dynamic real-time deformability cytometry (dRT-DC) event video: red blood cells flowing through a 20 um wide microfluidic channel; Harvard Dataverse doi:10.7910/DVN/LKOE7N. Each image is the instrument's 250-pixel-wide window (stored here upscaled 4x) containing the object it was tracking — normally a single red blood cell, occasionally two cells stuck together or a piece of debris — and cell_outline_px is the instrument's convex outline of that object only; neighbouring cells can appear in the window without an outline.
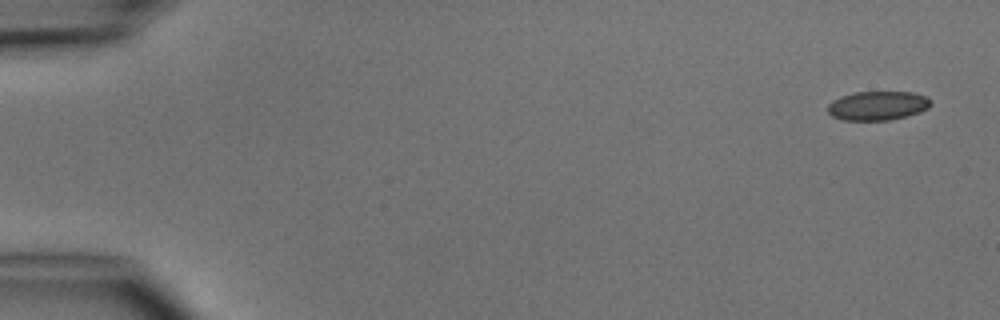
{"species": "common noctule bat (a hibernating species)", "species_latin": "Nyctalus noctula", "temperature_condition": "cold", "stored_images_in_passage": 5, "camera_frame_rate_fps": 3000, "um_per_image_px": 0.085, "animal": {"sex": "male", "body_mass_g": 15.6}, "frame": {"image": 1, "passage_image": 1, "time_ms": 0.0, "image_size_px": [1000, 320], "cell_outline_px": [[932, 104], [928, 108], [920, 112], [908, 116], [888, 120], [844, 120], [832, 116], [828, 112], [828, 104], [832, 100], [840, 96], [856, 92], [912, 92], [928, 96], [932, 100]], "centroid_in_image_um": [74.63, 8.97], "position_along_channel_um": 10.4, "area_um2": 17.63}}
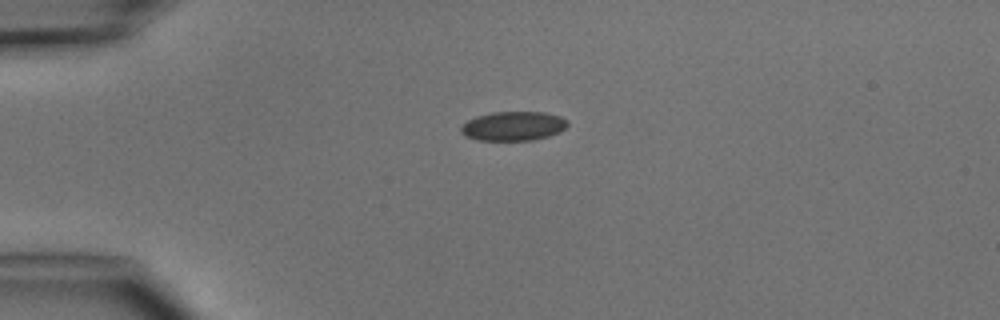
{"frame": {"image": 2, "passage_image": 4, "time_ms": 3.333, "image_size_px": [1000, 320], "cell_outline_px": [[568, 124], [560, 132], [548, 136], [532, 140], [476, 140], [464, 136], [460, 132], [460, 128], [468, 120], [476, 116], [492, 112], [544, 112], [560, 116], [568, 120]], "centroid_in_image_um": [43.62, 10.71], "position_along_channel_um": 41.4, "area_um2": 18.21}}